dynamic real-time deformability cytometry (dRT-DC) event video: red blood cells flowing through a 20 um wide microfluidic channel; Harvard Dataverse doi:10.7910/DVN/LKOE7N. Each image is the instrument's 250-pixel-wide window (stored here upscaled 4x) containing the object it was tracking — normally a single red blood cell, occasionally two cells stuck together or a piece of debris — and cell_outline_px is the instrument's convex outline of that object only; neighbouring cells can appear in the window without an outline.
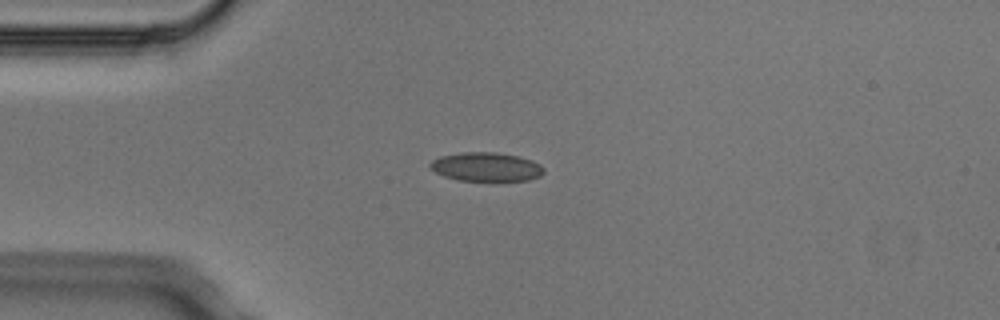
{"species": "Egyptian fruit bat (a non-hibernating species)", "species_latin": "Rousettus aegyptiacus", "temperature_condition": "cold", "stored_images_in_passage": 4, "camera_frame_rate_fps": 3000, "um_per_image_px": 0.085, "animal": {"sex": "male"}, "frame": {"image": 1, "passage_image": 1, "time_ms": 0.0, "image_size_px": [1000, 320], "cell_outline_px": [[544, 172], [540, 176], [528, 180], [460, 180], [444, 176], [428, 168], [428, 164], [432, 160], [440, 156], [460, 152], [496, 152], [516, 156], [532, 160], [540, 164], [544, 168]], "centroid_in_image_um": [41.3, 14.17], "position_along_channel_um": 43.7, "area_um2": 19.07}}
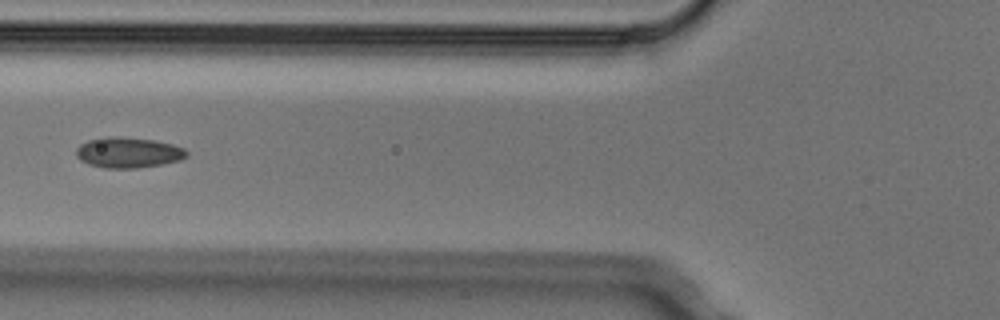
{"frame": {"image": 2, "passage_image": 3, "time_ms": 0.667, "image_size_px": [1000, 320], "cell_outline_px": [[188, 156], [180, 160], [164, 164], [136, 168], [104, 168], [88, 164], [80, 160], [76, 156], [76, 148], [80, 144], [88, 140], [104, 136], [120, 136], [152, 140], [172, 144], [184, 148], [188, 152]], "centroid_in_image_um": [10.88, 12.96], "position_along_channel_um": 114.9, "area_um2": 19.88}}
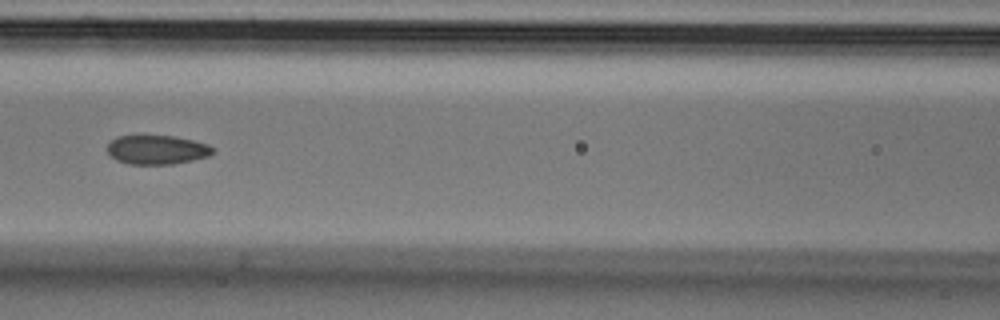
{"frame": {"image": 3, "passage_image": 4, "time_ms": 1.0, "image_size_px": [1000, 320], "cell_outline_px": [[216, 152], [208, 156], [192, 160], [172, 164], [128, 164], [116, 160], [108, 152], [108, 144], [116, 136], [176, 136], [208, 144], [216, 148]], "centroid_in_image_um": [13.38, 12.73], "position_along_channel_um": 153.2, "area_um2": 17.92}}